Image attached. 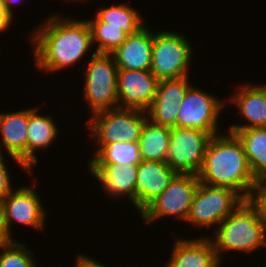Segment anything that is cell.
<instances>
[{"label":"cell","mask_w":266,"mask_h":267,"mask_svg":"<svg viewBox=\"0 0 266 267\" xmlns=\"http://www.w3.org/2000/svg\"><path fill=\"white\" fill-rule=\"evenodd\" d=\"M59 15L49 16L31 32L35 65L45 72H55L78 63L93 45L86 20Z\"/></svg>","instance_id":"1"},{"label":"cell","mask_w":266,"mask_h":267,"mask_svg":"<svg viewBox=\"0 0 266 267\" xmlns=\"http://www.w3.org/2000/svg\"><path fill=\"white\" fill-rule=\"evenodd\" d=\"M197 176L207 185L231 188L245 200L252 198L257 184L242 141L231 132L211 137Z\"/></svg>","instance_id":"2"},{"label":"cell","mask_w":266,"mask_h":267,"mask_svg":"<svg viewBox=\"0 0 266 267\" xmlns=\"http://www.w3.org/2000/svg\"><path fill=\"white\" fill-rule=\"evenodd\" d=\"M214 230L215 237L210 240L220 262L225 251L248 254L262 246L266 248V222L251 199L242 202Z\"/></svg>","instance_id":"3"},{"label":"cell","mask_w":266,"mask_h":267,"mask_svg":"<svg viewBox=\"0 0 266 267\" xmlns=\"http://www.w3.org/2000/svg\"><path fill=\"white\" fill-rule=\"evenodd\" d=\"M87 64L83 95L91 113L118 108V67L113 56L94 52Z\"/></svg>","instance_id":"4"},{"label":"cell","mask_w":266,"mask_h":267,"mask_svg":"<svg viewBox=\"0 0 266 267\" xmlns=\"http://www.w3.org/2000/svg\"><path fill=\"white\" fill-rule=\"evenodd\" d=\"M92 120V121H91ZM87 130L97 144L138 142L147 113L138 109L115 108L92 114Z\"/></svg>","instance_id":"5"},{"label":"cell","mask_w":266,"mask_h":267,"mask_svg":"<svg viewBox=\"0 0 266 267\" xmlns=\"http://www.w3.org/2000/svg\"><path fill=\"white\" fill-rule=\"evenodd\" d=\"M177 32L154 34L150 72L160 81L189 76L191 43Z\"/></svg>","instance_id":"6"},{"label":"cell","mask_w":266,"mask_h":267,"mask_svg":"<svg viewBox=\"0 0 266 267\" xmlns=\"http://www.w3.org/2000/svg\"><path fill=\"white\" fill-rule=\"evenodd\" d=\"M244 201L245 199L231 188L210 186L200 182L185 222L201 228L214 227Z\"/></svg>","instance_id":"7"},{"label":"cell","mask_w":266,"mask_h":267,"mask_svg":"<svg viewBox=\"0 0 266 267\" xmlns=\"http://www.w3.org/2000/svg\"><path fill=\"white\" fill-rule=\"evenodd\" d=\"M199 183L195 174L177 173L169 185L139 213L144 223L150 224L165 216L186 221Z\"/></svg>","instance_id":"8"},{"label":"cell","mask_w":266,"mask_h":267,"mask_svg":"<svg viewBox=\"0 0 266 267\" xmlns=\"http://www.w3.org/2000/svg\"><path fill=\"white\" fill-rule=\"evenodd\" d=\"M211 137L210 133L198 129L171 128L166 163L176 173L197 175Z\"/></svg>","instance_id":"9"},{"label":"cell","mask_w":266,"mask_h":267,"mask_svg":"<svg viewBox=\"0 0 266 267\" xmlns=\"http://www.w3.org/2000/svg\"><path fill=\"white\" fill-rule=\"evenodd\" d=\"M202 90L192 85L188 88L179 104L177 127L198 129L212 136L217 135L219 134L218 116L225 106V101L223 103L221 98L217 99Z\"/></svg>","instance_id":"10"},{"label":"cell","mask_w":266,"mask_h":267,"mask_svg":"<svg viewBox=\"0 0 266 267\" xmlns=\"http://www.w3.org/2000/svg\"><path fill=\"white\" fill-rule=\"evenodd\" d=\"M33 189L35 190L34 187L25 186L12 190L1 203L4 227L12 240V221L39 230H43L45 226L46 209Z\"/></svg>","instance_id":"11"},{"label":"cell","mask_w":266,"mask_h":267,"mask_svg":"<svg viewBox=\"0 0 266 267\" xmlns=\"http://www.w3.org/2000/svg\"><path fill=\"white\" fill-rule=\"evenodd\" d=\"M158 84L150 70H118V108L146 112L153 103Z\"/></svg>","instance_id":"12"},{"label":"cell","mask_w":266,"mask_h":267,"mask_svg":"<svg viewBox=\"0 0 266 267\" xmlns=\"http://www.w3.org/2000/svg\"><path fill=\"white\" fill-rule=\"evenodd\" d=\"M188 77L159 81L153 103L146 111L151 122L169 128L177 127L179 104L191 86Z\"/></svg>","instance_id":"13"},{"label":"cell","mask_w":266,"mask_h":267,"mask_svg":"<svg viewBox=\"0 0 266 267\" xmlns=\"http://www.w3.org/2000/svg\"><path fill=\"white\" fill-rule=\"evenodd\" d=\"M176 174L166 162L142 160L138 164L135 208L139 213L169 185Z\"/></svg>","instance_id":"14"},{"label":"cell","mask_w":266,"mask_h":267,"mask_svg":"<svg viewBox=\"0 0 266 267\" xmlns=\"http://www.w3.org/2000/svg\"><path fill=\"white\" fill-rule=\"evenodd\" d=\"M91 175L100 181L103 191L112 197H126L135 207L138 164H88Z\"/></svg>","instance_id":"15"},{"label":"cell","mask_w":266,"mask_h":267,"mask_svg":"<svg viewBox=\"0 0 266 267\" xmlns=\"http://www.w3.org/2000/svg\"><path fill=\"white\" fill-rule=\"evenodd\" d=\"M151 33L144 25L111 53L118 70H150L154 39Z\"/></svg>","instance_id":"16"},{"label":"cell","mask_w":266,"mask_h":267,"mask_svg":"<svg viewBox=\"0 0 266 267\" xmlns=\"http://www.w3.org/2000/svg\"><path fill=\"white\" fill-rule=\"evenodd\" d=\"M28 109L0 113V134L3 149L22 168L27 169Z\"/></svg>","instance_id":"17"},{"label":"cell","mask_w":266,"mask_h":267,"mask_svg":"<svg viewBox=\"0 0 266 267\" xmlns=\"http://www.w3.org/2000/svg\"><path fill=\"white\" fill-rule=\"evenodd\" d=\"M210 237L176 239L165 267H221Z\"/></svg>","instance_id":"18"},{"label":"cell","mask_w":266,"mask_h":267,"mask_svg":"<svg viewBox=\"0 0 266 267\" xmlns=\"http://www.w3.org/2000/svg\"><path fill=\"white\" fill-rule=\"evenodd\" d=\"M230 101L235 103L241 117L248 123L245 125L234 124L229 129H249L266 127V85L245 84L236 89L230 96Z\"/></svg>","instance_id":"19"},{"label":"cell","mask_w":266,"mask_h":267,"mask_svg":"<svg viewBox=\"0 0 266 267\" xmlns=\"http://www.w3.org/2000/svg\"><path fill=\"white\" fill-rule=\"evenodd\" d=\"M39 108L28 109V130H27V169L32 172L33 165L37 163L36 150H45L58 133L57 125L53 118L37 113Z\"/></svg>","instance_id":"20"},{"label":"cell","mask_w":266,"mask_h":267,"mask_svg":"<svg viewBox=\"0 0 266 267\" xmlns=\"http://www.w3.org/2000/svg\"><path fill=\"white\" fill-rule=\"evenodd\" d=\"M242 141L256 181L266 178V127L227 129Z\"/></svg>","instance_id":"21"},{"label":"cell","mask_w":266,"mask_h":267,"mask_svg":"<svg viewBox=\"0 0 266 267\" xmlns=\"http://www.w3.org/2000/svg\"><path fill=\"white\" fill-rule=\"evenodd\" d=\"M170 132L171 128L154 124L148 119L138 140L141 159L166 162Z\"/></svg>","instance_id":"22"},{"label":"cell","mask_w":266,"mask_h":267,"mask_svg":"<svg viewBox=\"0 0 266 267\" xmlns=\"http://www.w3.org/2000/svg\"><path fill=\"white\" fill-rule=\"evenodd\" d=\"M99 147L95 151L88 164H116L129 165L139 164L140 156L138 142H115L112 144H96Z\"/></svg>","instance_id":"23"},{"label":"cell","mask_w":266,"mask_h":267,"mask_svg":"<svg viewBox=\"0 0 266 267\" xmlns=\"http://www.w3.org/2000/svg\"><path fill=\"white\" fill-rule=\"evenodd\" d=\"M96 16L106 26L120 27L126 36L134 35L145 25L139 12L126 3L103 7Z\"/></svg>","instance_id":"24"},{"label":"cell","mask_w":266,"mask_h":267,"mask_svg":"<svg viewBox=\"0 0 266 267\" xmlns=\"http://www.w3.org/2000/svg\"><path fill=\"white\" fill-rule=\"evenodd\" d=\"M91 31L93 44L97 42L96 53L111 54L126 39V35L120 27L106 26L96 15L87 20Z\"/></svg>","instance_id":"25"},{"label":"cell","mask_w":266,"mask_h":267,"mask_svg":"<svg viewBox=\"0 0 266 267\" xmlns=\"http://www.w3.org/2000/svg\"><path fill=\"white\" fill-rule=\"evenodd\" d=\"M26 247L14 240L1 245L0 249L3 251H0V267H38V263H35V259L32 257V251Z\"/></svg>","instance_id":"26"},{"label":"cell","mask_w":266,"mask_h":267,"mask_svg":"<svg viewBox=\"0 0 266 267\" xmlns=\"http://www.w3.org/2000/svg\"><path fill=\"white\" fill-rule=\"evenodd\" d=\"M251 200L258 206L262 218L266 222V178L257 181Z\"/></svg>","instance_id":"27"},{"label":"cell","mask_w":266,"mask_h":267,"mask_svg":"<svg viewBox=\"0 0 266 267\" xmlns=\"http://www.w3.org/2000/svg\"><path fill=\"white\" fill-rule=\"evenodd\" d=\"M5 161L0 163V205L4 198L13 190L10 174Z\"/></svg>","instance_id":"28"},{"label":"cell","mask_w":266,"mask_h":267,"mask_svg":"<svg viewBox=\"0 0 266 267\" xmlns=\"http://www.w3.org/2000/svg\"><path fill=\"white\" fill-rule=\"evenodd\" d=\"M76 267H105L104 264H100L97 260L91 259L89 256L86 255H78L76 257Z\"/></svg>","instance_id":"29"},{"label":"cell","mask_w":266,"mask_h":267,"mask_svg":"<svg viewBox=\"0 0 266 267\" xmlns=\"http://www.w3.org/2000/svg\"><path fill=\"white\" fill-rule=\"evenodd\" d=\"M11 241H12V239H10V237L8 236V234L5 230V227H4L3 211H2V207L0 205V245L7 244Z\"/></svg>","instance_id":"30"},{"label":"cell","mask_w":266,"mask_h":267,"mask_svg":"<svg viewBox=\"0 0 266 267\" xmlns=\"http://www.w3.org/2000/svg\"><path fill=\"white\" fill-rule=\"evenodd\" d=\"M14 18L10 14H0V32L6 31Z\"/></svg>","instance_id":"31"},{"label":"cell","mask_w":266,"mask_h":267,"mask_svg":"<svg viewBox=\"0 0 266 267\" xmlns=\"http://www.w3.org/2000/svg\"><path fill=\"white\" fill-rule=\"evenodd\" d=\"M18 1H20V0H5V5H6V8H7V10H8V12H9V14L13 17V10L14 9H12V5L14 4V3H17ZM12 4V5H11Z\"/></svg>","instance_id":"32"},{"label":"cell","mask_w":266,"mask_h":267,"mask_svg":"<svg viewBox=\"0 0 266 267\" xmlns=\"http://www.w3.org/2000/svg\"><path fill=\"white\" fill-rule=\"evenodd\" d=\"M0 14H9L5 5V0H0Z\"/></svg>","instance_id":"33"},{"label":"cell","mask_w":266,"mask_h":267,"mask_svg":"<svg viewBox=\"0 0 266 267\" xmlns=\"http://www.w3.org/2000/svg\"><path fill=\"white\" fill-rule=\"evenodd\" d=\"M1 148H2V147H1V145H0V163L4 161V160H3L4 157H3V155H2V154H3V153H2L3 150H2Z\"/></svg>","instance_id":"34"}]
</instances>
